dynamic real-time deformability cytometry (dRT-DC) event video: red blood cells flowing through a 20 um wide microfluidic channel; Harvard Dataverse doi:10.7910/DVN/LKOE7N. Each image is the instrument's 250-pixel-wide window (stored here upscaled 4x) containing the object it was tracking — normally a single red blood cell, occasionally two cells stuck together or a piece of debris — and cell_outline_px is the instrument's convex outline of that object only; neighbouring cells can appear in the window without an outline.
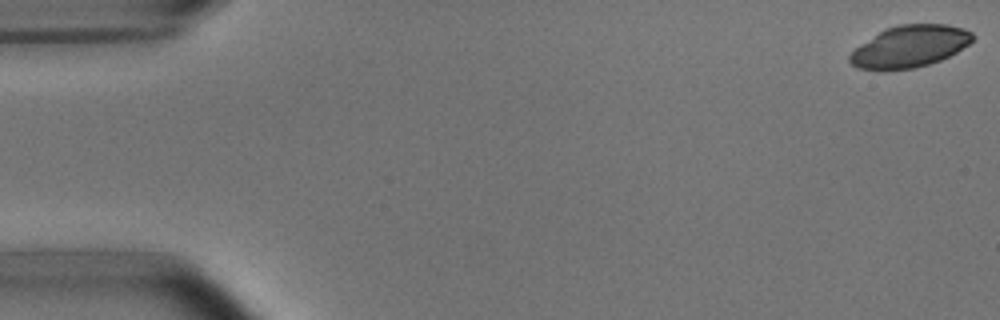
{"species": "common noctule bat (a hibernating species)", "species_latin": "Nyctalus noctula", "temperature_condition": "room temperature", "stored_images_in_passage": 52, "camera_frame_rate_fps": 3000, "um_per_image_px": 0.085, "animal": {"sex": "male", "body_mass_g": 15.6}, "frame": {"image": 1, "passage_image": 1, "time_ms": 0.0, "image_size_px": [1000, 320], "cell_outline_px": [[976, 36], [968, 44], [956, 52], [940, 60], [928, 64], [912, 68], [856, 68], [848, 60], [848, 56], [860, 44], [884, 28], [900, 24], [948, 24], [964, 28], [972, 32]], "centroid_in_image_um": [77.35, 3.9], "position_along_channel_um": 7.6, "area_um2": 29.54}}
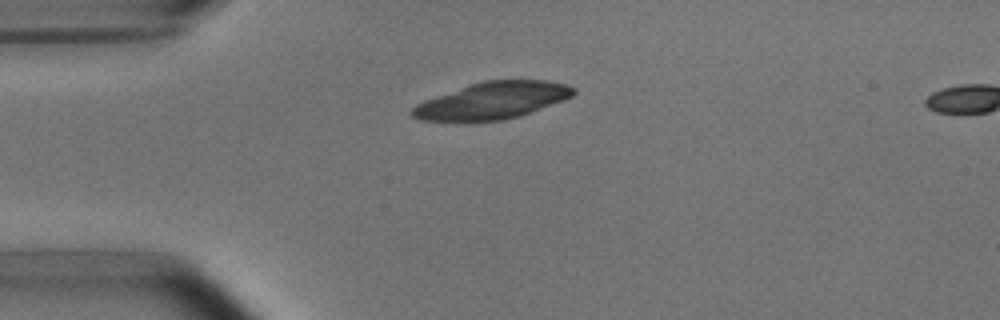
{"frame": {"image": 2, "passage_image": 13, "time_ms": 4.0, "image_size_px": [1000, 320], "cell_outline_px": [[576, 92], [572, 96], [564, 100], [520, 116], [504, 120], [420, 120], [412, 116], [408, 112], [416, 104], [424, 100], [468, 84], [484, 80], [548, 80], [568, 84], [576, 88]], "centroid_in_image_um": [41.87, 8.53], "position_along_channel_um": 43.1, "area_um2": 34.62}}